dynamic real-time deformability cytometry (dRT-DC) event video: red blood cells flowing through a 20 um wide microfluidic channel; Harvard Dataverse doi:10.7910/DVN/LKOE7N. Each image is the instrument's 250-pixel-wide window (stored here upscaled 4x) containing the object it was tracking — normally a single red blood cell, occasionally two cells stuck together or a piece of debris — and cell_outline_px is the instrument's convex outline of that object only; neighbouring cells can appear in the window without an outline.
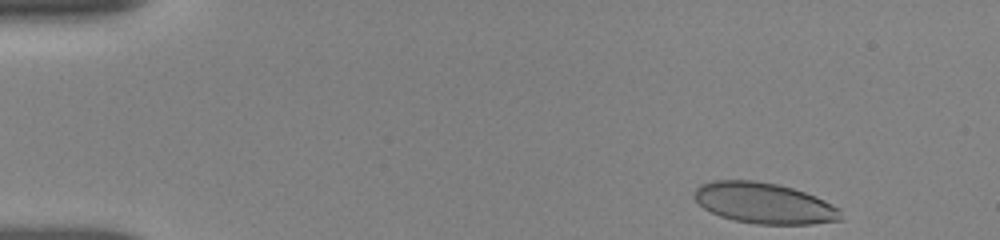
{"species": "human", "species_latin": "Homo sapiens", "temperature_condition": "room temperature", "stored_images_in_passage": 14, "camera_frame_rate_fps": 3000, "um_per_image_px": 0.085, "donor": {"sex": "female"}, "frame": {"image": 1, "passage_image": 1, "time_ms": 0.0, "image_size_px": [1000, 240], "cell_outline_px": [[844, 220], [812, 224], [756, 224], [736, 220], [720, 216], [704, 208], [696, 200], [696, 188], [700, 184], [712, 180], [752, 180], [780, 184], [804, 192], [824, 200], [840, 208]], "centroid_in_image_um": [65.0, 17.27], "position_along_channel_um": 20.0, "area_um2": 34.85}}
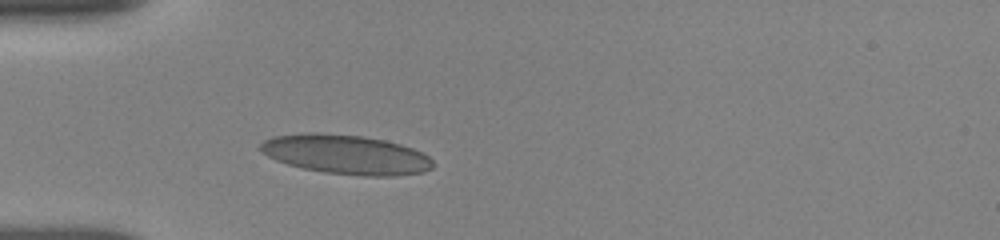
{"frame": {"image": 2, "passage_image": 9, "time_ms": 3.333, "image_size_px": [1000, 240], "cell_outline_px": [[436, 164], [432, 168], [424, 172], [392, 176], [364, 176], [324, 172], [304, 168], [288, 164], [276, 160], [268, 156], [260, 148], [260, 144], [264, 140], [272, 136], [304, 132], [320, 132], [364, 136], [384, 140], [400, 144], [412, 148], [428, 156]], "centroid_in_image_um": [29.42, 13.12], "position_along_channel_um": 55.6, "area_um2": 39.71}}
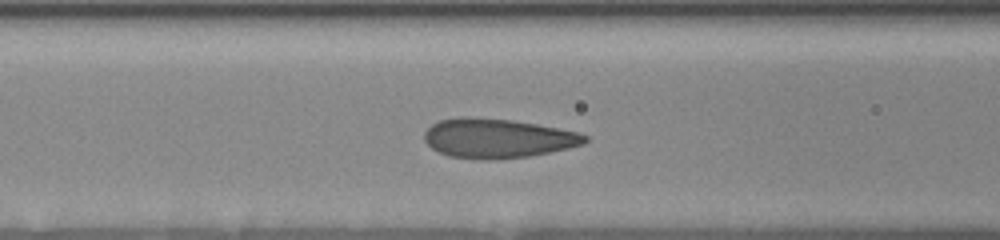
{"frame": {"image": 3, "passage_image": 14, "time_ms": 5.333, "image_size_px": [1000, 240], "cell_outline_px": [[588, 140], [584, 144], [568, 148], [528, 156], [488, 160], [484, 160], [448, 156], [432, 148], [424, 140], [424, 132], [432, 124], [440, 120], [464, 116], [468, 116], [512, 120], [536, 124], [580, 132], [588, 136]], "centroid_in_image_um": [42.29, 11.75], "position_along_channel_um": 124.3, "area_um2": 36.82}}